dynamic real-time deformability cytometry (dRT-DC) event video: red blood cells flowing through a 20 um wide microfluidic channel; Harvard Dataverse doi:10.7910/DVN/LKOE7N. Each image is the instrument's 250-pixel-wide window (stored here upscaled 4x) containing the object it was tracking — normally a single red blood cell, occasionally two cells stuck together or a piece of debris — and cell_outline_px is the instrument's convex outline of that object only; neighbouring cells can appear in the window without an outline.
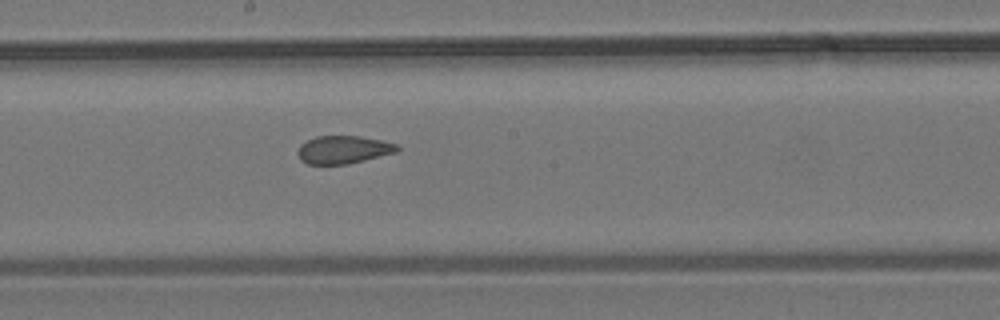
{"species": "common noctule bat (a hibernating species)", "species_latin": "Nyctalus noctula", "temperature_condition": "room temperature", "stored_images_in_passage": 7, "camera_frame_rate_fps": 3000, "um_per_image_px": 0.085, "animal": {"sex": "male", "body_mass_g": 19.2, "forearm_length_mm": 51.8}, "frame": {"image": 1, "passage_image": 7, "time_ms": 8.333, "image_size_px": [1000, 320], "cell_outline_px": [[400, 148], [396, 152], [348, 164], [308, 164], [300, 160], [296, 152], [300, 144], [316, 136], [360, 136], [380, 140], [396, 144]], "centroid_in_image_um": [29.14, 12.72], "position_along_channel_um": 219.1, "area_um2": 16.13}}